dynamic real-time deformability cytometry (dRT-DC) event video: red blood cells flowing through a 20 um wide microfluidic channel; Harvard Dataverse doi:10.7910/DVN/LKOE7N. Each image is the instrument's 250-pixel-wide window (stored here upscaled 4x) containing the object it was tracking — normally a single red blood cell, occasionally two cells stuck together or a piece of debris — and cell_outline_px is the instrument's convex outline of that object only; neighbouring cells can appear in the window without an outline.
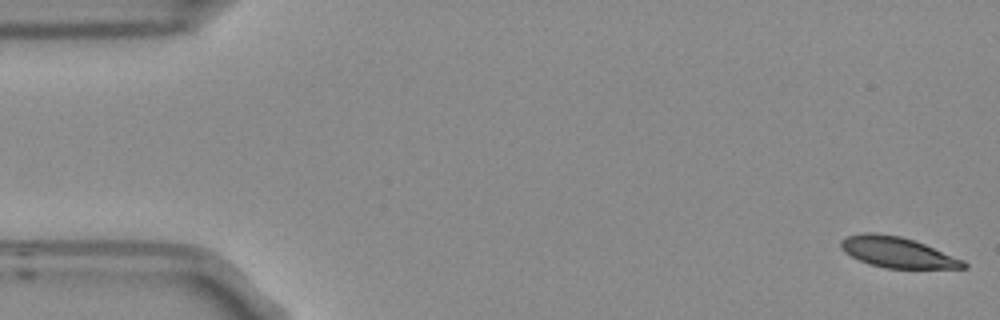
{"species": "Egyptian fruit bat (a non-hibernating species)", "species_latin": "Rousettus aegyptiacus", "temperature_condition": "room temperature", "stored_images_in_passage": 4, "camera_frame_rate_fps": 3000, "um_per_image_px": 0.085, "frame": {"image": 1, "passage_image": 1, "time_ms": 0.0, "image_size_px": [1000, 320], "cell_outline_px": [[968, 268], [884, 268], [868, 264], [844, 252], [840, 248], [840, 240], [848, 236], [864, 232], [872, 232], [900, 236], [916, 240], [964, 260], [968, 264]], "centroid_in_image_um": [76.28, 21.44], "position_along_channel_um": 8.7, "area_um2": 22.02}}
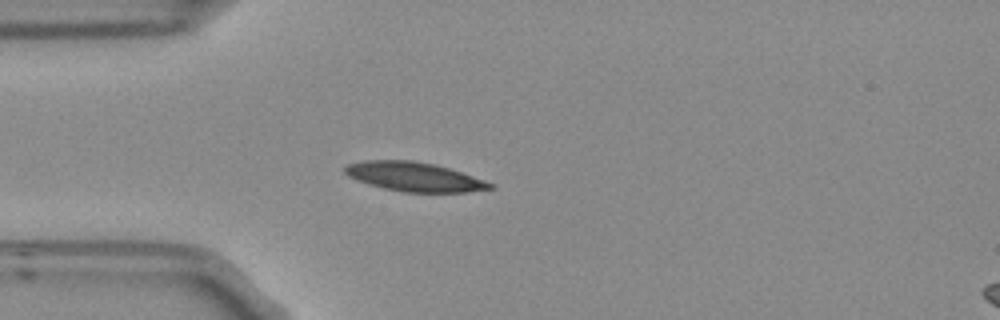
{"frame": {"image": 2, "passage_image": 4, "time_ms": 1.0, "image_size_px": [1000, 320], "cell_outline_px": [[496, 188], [468, 192], [404, 192], [384, 188], [368, 184], [356, 180], [348, 176], [344, 172], [344, 168], [348, 164], [364, 160], [412, 160], [436, 164], [496, 184]], "centroid_in_image_um": [35.22, 15.02], "position_along_channel_um": 49.8, "area_um2": 24.74}}